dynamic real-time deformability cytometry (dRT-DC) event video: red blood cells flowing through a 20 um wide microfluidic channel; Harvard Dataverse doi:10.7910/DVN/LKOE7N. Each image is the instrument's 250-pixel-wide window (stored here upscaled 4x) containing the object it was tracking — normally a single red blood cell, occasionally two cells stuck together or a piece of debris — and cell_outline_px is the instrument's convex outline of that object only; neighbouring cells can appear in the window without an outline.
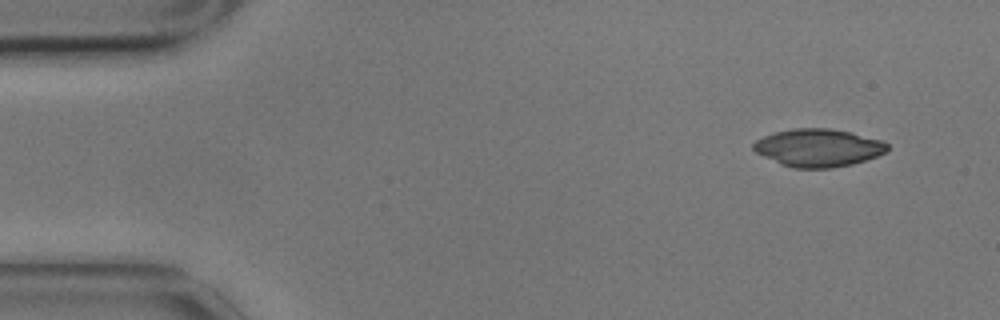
{"species": "common noctule bat (a hibernating species)", "species_latin": "Nyctalus noctula", "temperature_condition": "cold", "stored_images_in_passage": 5, "camera_frame_rate_fps": 3000, "um_per_image_px": 0.085, "animal": {"sex": "male", "body_mass_g": 17.9}, "frame": {"image": 1, "passage_image": 1, "time_ms": 0.0, "image_size_px": [1000, 320], "cell_outline_px": [[888, 148], [884, 152], [876, 156], [852, 164], [832, 168], [792, 168], [780, 164], [756, 152], [752, 148], [752, 144], [756, 140], [764, 136], [776, 132], [792, 128], [832, 128], [852, 132], [880, 140], [888, 144]], "centroid_in_image_um": [69.53, 12.55], "position_along_channel_um": 15.5, "area_um2": 29.42}}